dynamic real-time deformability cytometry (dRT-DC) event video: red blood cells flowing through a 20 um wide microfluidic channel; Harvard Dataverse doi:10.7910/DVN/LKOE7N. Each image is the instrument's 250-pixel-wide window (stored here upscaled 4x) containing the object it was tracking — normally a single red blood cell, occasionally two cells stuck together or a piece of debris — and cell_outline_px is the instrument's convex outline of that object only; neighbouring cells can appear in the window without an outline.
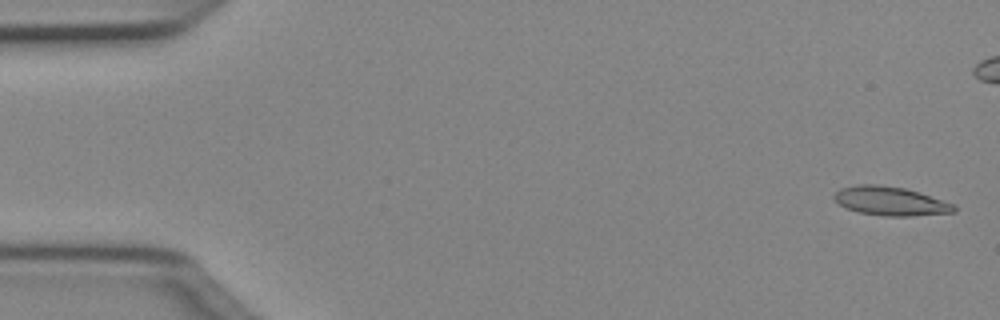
{"species": "Egyptian fruit bat (a non-hibernating species)", "species_latin": "Rousettus aegyptiacus", "temperature_condition": "cold", "stored_images_in_passage": 51, "camera_frame_rate_fps": 3000, "um_per_image_px": 0.085, "animal": {"sex": "female"}, "frame": {"image": 1, "passage_image": 2, "time_ms": 0.333, "image_size_px": [1000, 320], "cell_outline_px": [[956, 212], [912, 216], [884, 216], [860, 212], [848, 208], [840, 204], [832, 196], [840, 188], [856, 184], [880, 184], [904, 188], [920, 192], [956, 204]], "centroid_in_image_um": [75.73, 17.08], "position_along_channel_um": 9.3, "area_um2": 20.29}}
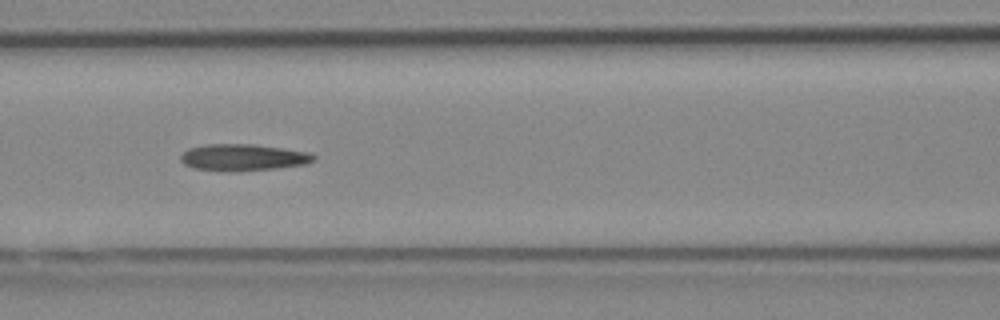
{"frame": {"image": 2, "passage_image": 22, "time_ms": 7.0, "image_size_px": [1000, 320], "cell_outline_px": [[316, 160], [304, 164], [276, 168], [196, 168], [184, 164], [180, 160], [180, 156], [188, 148], [204, 144], [252, 144], [284, 148], [308, 152], [316, 156]], "centroid_in_image_um": [20.7, 13.31], "position_along_channel_um": 145.9, "area_um2": 19.54}}
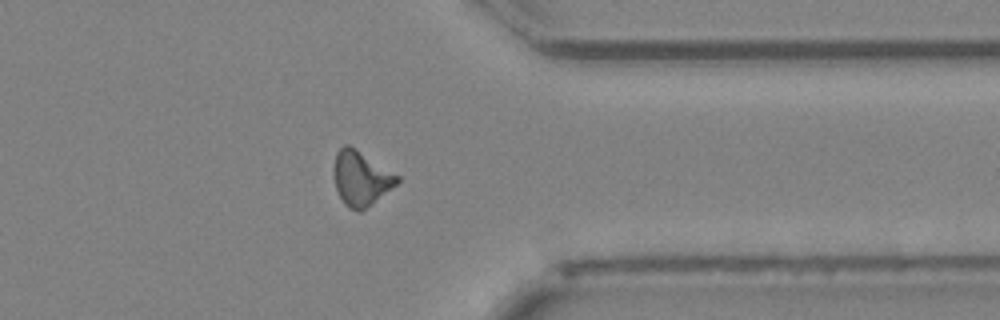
{"frame": {"image": 3, "passage_image": 40, "time_ms": 13.0, "image_size_px": [1000, 320], "cell_outline_px": [[400, 180], [396, 184], [360, 212], [356, 212], [348, 208], [344, 204], [336, 188], [332, 172], [332, 168], [336, 152], [344, 144], [348, 144], [400, 176]], "centroid_in_image_um": [30.63, 15.15], "position_along_channel_um": 380.8, "area_um2": 20.06}, "authors_computed_cell_mechanics": {"area_um2": 19.652, "velocity_mm_per_s": 4.04, "shape_relaxation_time_tau1_ms": null, "shape_relaxation_time_tau2_ms": 11.1582, "deformation_change_tau1": null, "deformation_change_tau2": 0.262}}